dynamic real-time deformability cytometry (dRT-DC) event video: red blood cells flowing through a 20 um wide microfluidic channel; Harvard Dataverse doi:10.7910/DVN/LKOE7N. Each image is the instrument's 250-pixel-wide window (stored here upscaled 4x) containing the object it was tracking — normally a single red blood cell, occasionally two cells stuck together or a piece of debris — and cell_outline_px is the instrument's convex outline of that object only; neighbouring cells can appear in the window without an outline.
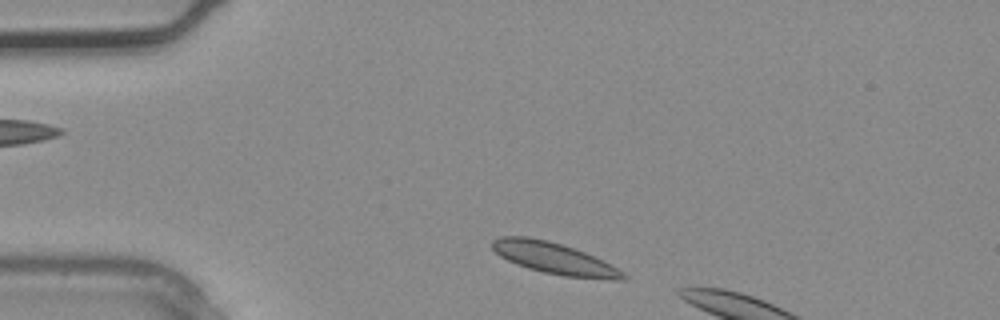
{"species": "common noctule bat (a hibernating species)", "species_latin": "Nyctalus noctula", "temperature_condition": "warm", "stored_images_in_passage": 3, "camera_frame_rate_fps": 3000, "um_per_image_px": 0.085, "animal": {"sex": "male", "body_mass_g": 20.4}, "frame": {"image": 1, "passage_image": 3, "time_ms": 0.667, "image_size_px": [1000, 320], "cell_outline_px": [[628, 276], [624, 280], [616, 280], [564, 276], [544, 272], [528, 268], [516, 264], [500, 256], [492, 248], [492, 240], [500, 236], [528, 236], [548, 240], [584, 252], [604, 260], [624, 272]], "centroid_in_image_um": [47.12, 21.95], "position_along_channel_um": 37.9, "area_um2": 23.93}}